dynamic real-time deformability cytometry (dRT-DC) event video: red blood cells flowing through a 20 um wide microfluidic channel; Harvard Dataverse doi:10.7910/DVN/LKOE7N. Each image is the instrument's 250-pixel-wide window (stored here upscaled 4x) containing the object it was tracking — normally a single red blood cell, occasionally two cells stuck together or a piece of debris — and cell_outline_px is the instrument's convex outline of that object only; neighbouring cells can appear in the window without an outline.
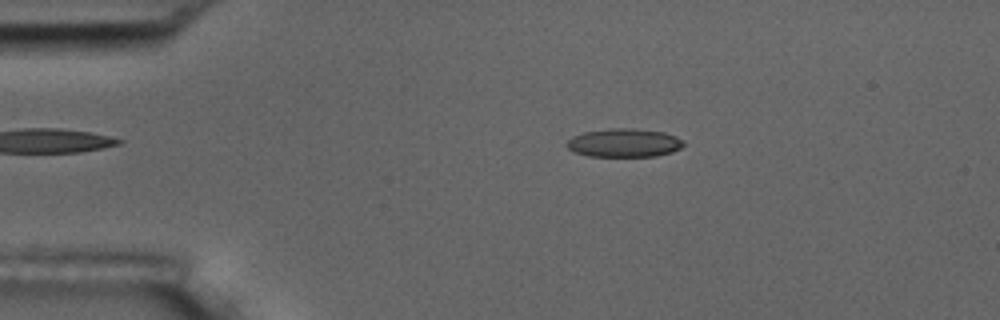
{"species": "common noctule bat (a hibernating species)", "species_latin": "Nyctalus noctula", "temperature_condition": "room temperature", "stored_images_in_passage": 8, "camera_frame_rate_fps": 3000, "um_per_image_px": 0.085, "animal": {"sex": "male", "body_mass_g": 17.5, "forearm_length_mm": 52.3}, "frame": {"image": 1, "passage_image": 2, "time_ms": 0.333, "image_size_px": [1000, 320], "cell_outline_px": [[684, 144], [680, 148], [672, 152], [656, 156], [588, 156], [576, 152], [568, 148], [564, 144], [572, 136], [584, 132], [608, 128], [632, 128], [664, 132], [676, 136], [684, 140]], "centroid_in_image_um": [53.05, 12.13], "position_along_channel_um": 32.0, "area_um2": 19.48}}
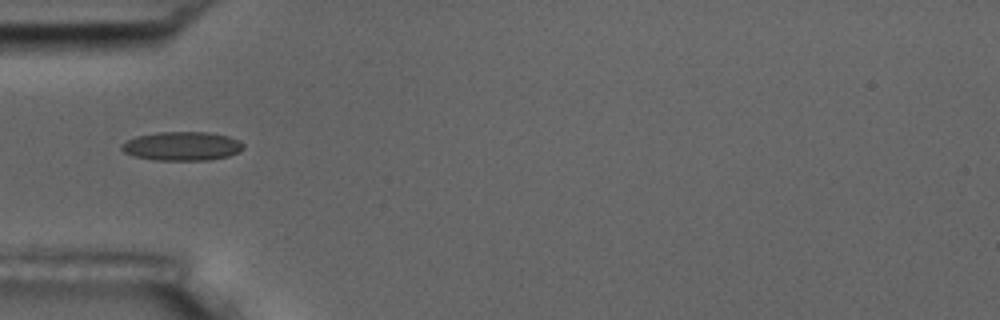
{"frame": {"image": 2, "passage_image": 4, "time_ms": 1.0, "image_size_px": [1000, 320], "cell_outline_px": [[244, 148], [240, 152], [228, 156], [208, 160], [156, 160], [132, 156], [124, 152], [120, 148], [120, 144], [136, 136], [156, 132], [208, 132], [228, 136], [244, 144]], "centroid_in_image_um": [15.45, 12.42], "position_along_channel_um": 69.6, "area_um2": 20.58}}
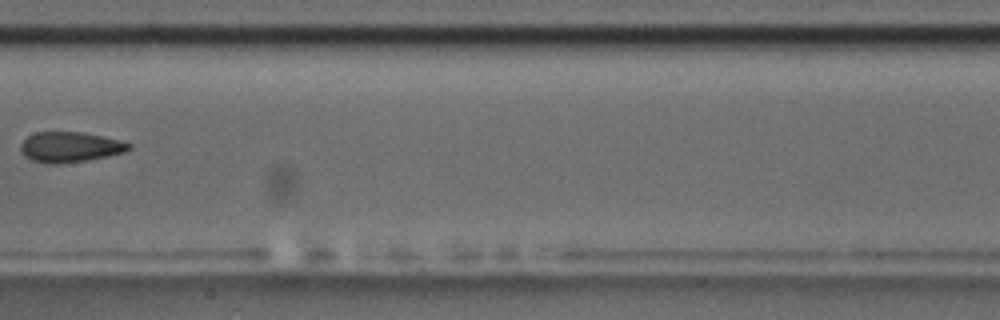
{"frame": {"image": 3, "passage_image": 7, "time_ms": 2.0, "image_size_px": [1000, 320], "cell_outline_px": [[132, 148], [124, 152], [108, 156], [84, 160], [56, 164], [44, 164], [32, 160], [24, 156], [20, 152], [20, 144], [28, 136], [36, 132], [84, 132], [104, 136], [120, 140], [132, 144]], "centroid_in_image_um": [5.94, 12.49], "position_along_channel_um": 201.5, "area_um2": 19.25}}